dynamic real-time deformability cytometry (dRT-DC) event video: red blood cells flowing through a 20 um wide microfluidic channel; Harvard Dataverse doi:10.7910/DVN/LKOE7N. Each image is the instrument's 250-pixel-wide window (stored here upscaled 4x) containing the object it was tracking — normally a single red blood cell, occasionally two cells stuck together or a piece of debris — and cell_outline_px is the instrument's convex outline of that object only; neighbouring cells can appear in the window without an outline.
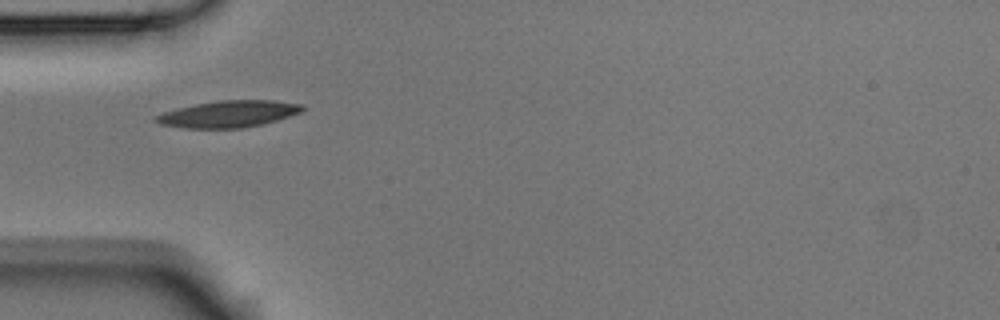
{"species": "Egyptian fruit bat (a non-hibernating species)", "species_latin": "Rousettus aegyptiacus", "temperature_condition": "room temperature", "stored_images_in_passage": 2, "camera_frame_rate_fps": 3000, "um_per_image_px": 0.085, "animal": {"sex": "male"}, "frame": {"image": 1, "passage_image": 1, "time_ms": 0.0, "image_size_px": [1000, 320], "cell_outline_px": [[304, 108], [300, 112], [276, 120], [260, 124], [240, 128], [184, 128], [160, 124], [152, 120], [152, 116], [164, 112], [196, 104], [220, 100], [276, 100], [304, 104]], "centroid_in_image_um": [19.4, 9.68], "position_along_channel_um": 65.6, "area_um2": 22.66}}
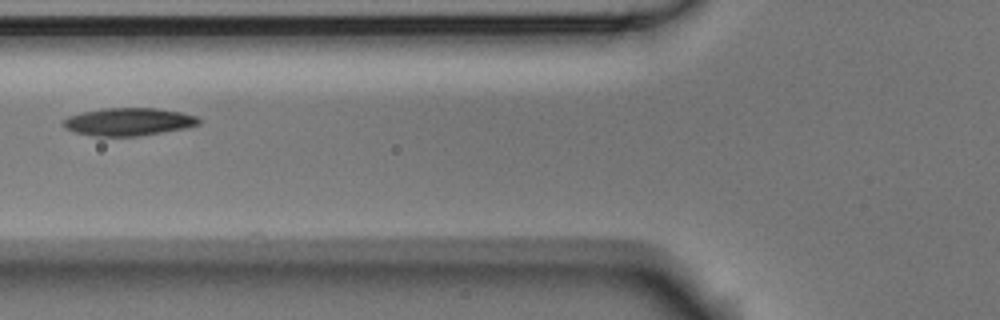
{"frame": {"image": 2, "passage_image": 2, "time_ms": 0.333, "image_size_px": [1000, 320], "cell_outline_px": [[200, 124], [188, 128], [140, 136], [92, 136], [76, 132], [64, 128], [60, 124], [68, 116], [80, 112], [104, 108], [156, 108], [180, 112], [196, 116], [200, 120]], "centroid_in_image_um": [10.91, 10.35], "position_along_channel_um": 114.9, "area_um2": 22.14}}